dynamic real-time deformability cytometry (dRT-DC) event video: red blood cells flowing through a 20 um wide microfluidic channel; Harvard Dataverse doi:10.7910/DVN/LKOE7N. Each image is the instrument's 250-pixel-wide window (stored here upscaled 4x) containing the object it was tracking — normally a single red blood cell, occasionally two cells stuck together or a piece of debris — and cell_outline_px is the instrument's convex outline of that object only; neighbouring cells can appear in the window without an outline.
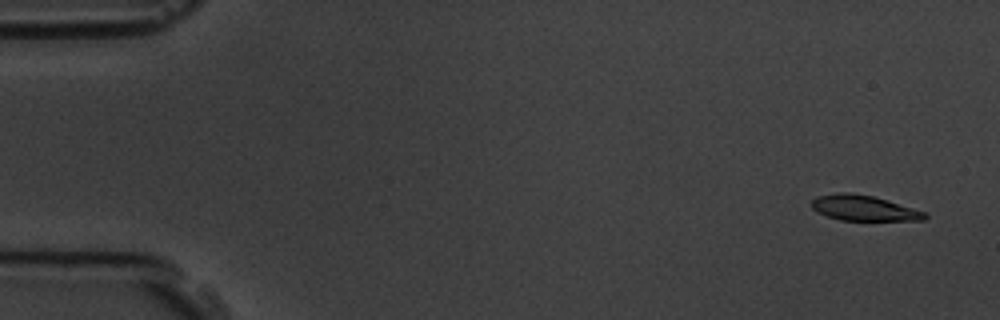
{"species": "common noctule bat (a hibernating species)", "species_latin": "Nyctalus noctula", "temperature_condition": "room temperature", "stored_images_in_passage": 6, "camera_frame_rate_fps": 3000, "um_per_image_px": 0.085, "animal": {"sex": "male", "body_mass_g": 19.5, "forearm_length_mm": 54.6}, "frame": {"image": 1, "passage_image": 1, "time_ms": 0.0, "image_size_px": [1000, 320], "cell_outline_px": [[928, 216], [924, 220], [840, 220], [828, 216], [812, 208], [812, 200], [816, 196], [836, 192], [848, 192], [872, 196], [912, 208], [924, 212]], "centroid_in_image_um": [73.38, 17.68], "position_along_channel_um": 11.6, "area_um2": 16.42}}
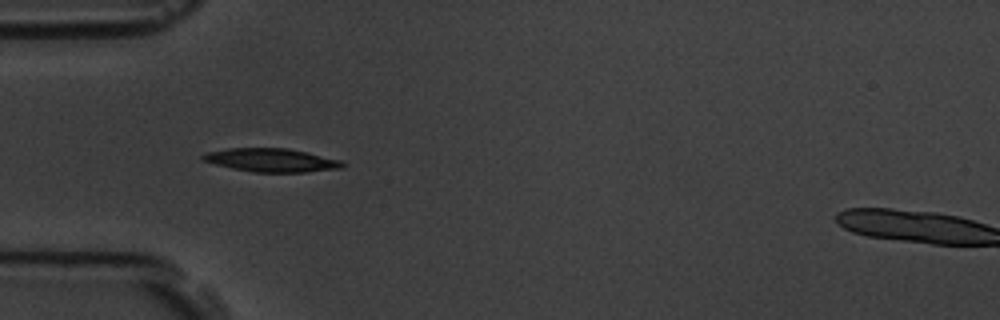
{"frame": {"image": 2, "passage_image": 5, "time_ms": 4.667, "image_size_px": [1000, 320], "cell_outline_px": [[348, 164], [344, 168], [308, 172], [252, 172], [232, 168], [200, 160], [200, 156], [208, 152], [228, 148], [288, 148], [308, 152], [344, 160]], "centroid_in_image_um": [23.16, 13.61], "position_along_channel_um": 61.8, "area_um2": 19.42}}
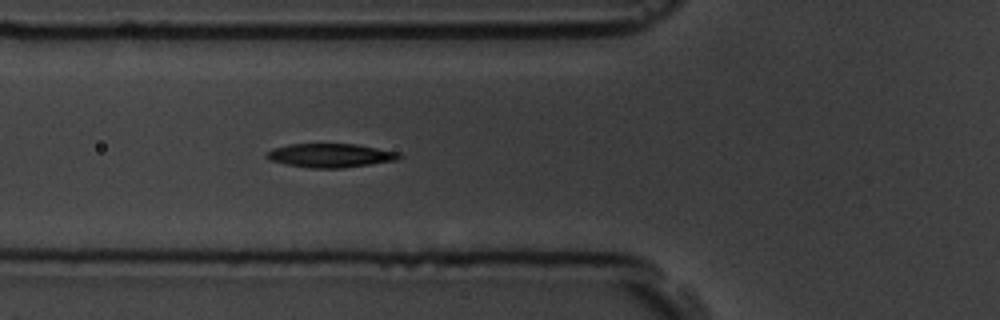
{"frame": {"image": 3, "passage_image": 6, "time_ms": 5.667, "image_size_px": [1000, 320], "cell_outline_px": [[404, 156], [396, 160], [340, 168], [308, 168], [284, 164], [268, 160], [264, 156], [264, 152], [272, 148], [288, 144], [356, 144], [400, 152]], "centroid_in_image_um": [28.01, 13.21], "position_along_channel_um": 97.8, "area_um2": 18.61}}